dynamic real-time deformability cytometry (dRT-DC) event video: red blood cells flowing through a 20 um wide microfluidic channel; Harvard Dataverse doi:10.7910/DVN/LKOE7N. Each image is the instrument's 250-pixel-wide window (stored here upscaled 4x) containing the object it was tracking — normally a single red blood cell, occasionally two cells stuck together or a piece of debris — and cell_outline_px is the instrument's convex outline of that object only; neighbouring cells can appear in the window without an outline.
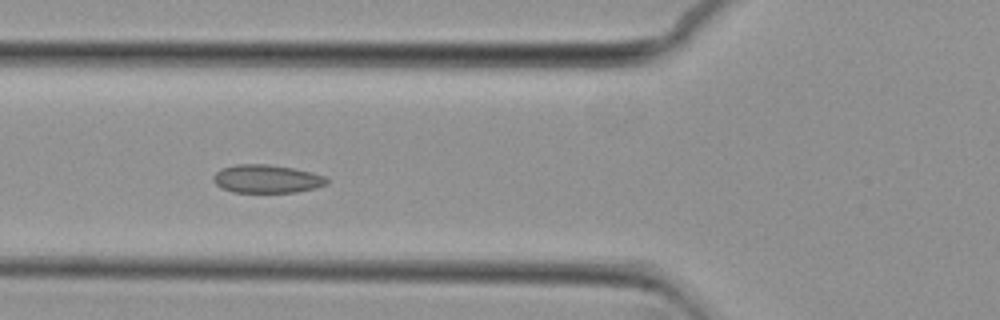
{"species": "common noctule bat (a hibernating species)", "species_latin": "Nyctalus noctula", "temperature_condition": "cold", "stored_images_in_passage": 34, "camera_frame_rate_fps": 3000, "um_per_image_px": 0.085, "animal": {"sex": "female", "body_mass_g": 29.2, "forearm_length_mm": 56.3}, "frame": {"image": 1, "passage_image": 2, "time_ms": 0.333, "image_size_px": [1000, 320], "cell_outline_px": [[328, 184], [316, 188], [296, 192], [232, 192], [220, 188], [212, 180], [212, 176], [216, 172], [224, 168], [236, 164], [268, 164], [292, 168], [312, 172], [324, 176], [328, 180]], "centroid_in_image_um": [22.67, 15.21], "position_along_channel_um": 103.1, "area_um2": 18.73}}
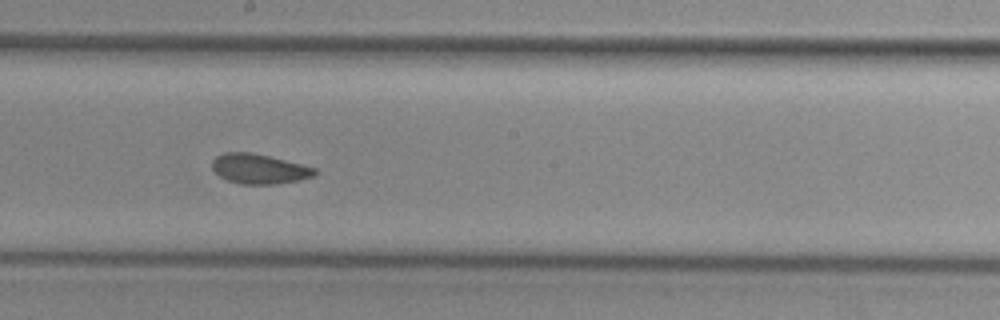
{"frame": {"image": 2, "passage_image": 12, "time_ms": 3.667, "image_size_px": [1000, 320], "cell_outline_px": [[320, 172], [316, 176], [276, 184], [240, 184], [228, 180], [220, 176], [212, 168], [212, 160], [216, 156], [224, 152], [248, 152], [268, 156], [316, 168]], "centroid_in_image_um": [22.04, 14.35], "position_along_channel_um": 226.2, "area_um2": 17.74}}
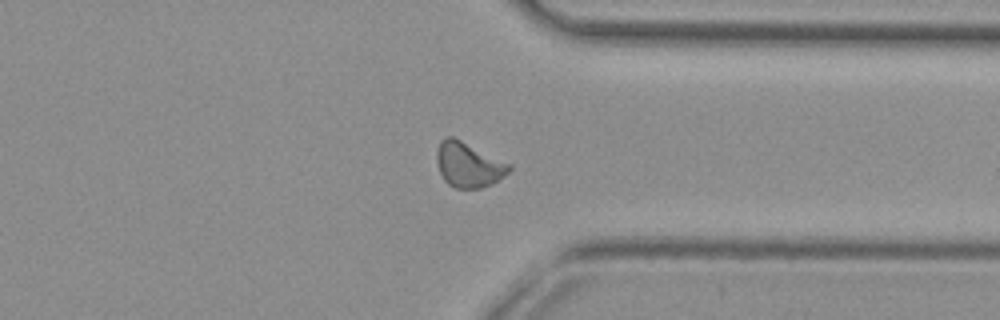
{"frame": {"image": 3, "passage_image": 24, "time_ms": 7.667, "image_size_px": [1000, 320], "cell_outline_px": [[512, 168], [504, 176], [492, 184], [480, 188], [456, 188], [448, 184], [444, 180], [440, 172], [436, 160], [436, 152], [440, 140], [448, 136], [452, 136], [512, 164]], "centroid_in_image_um": [39.82, 14.0], "position_along_channel_um": 371.6, "area_um2": 19.02}, "authors_computed_cell_mechanics": {"area_um2": 17.918, "velocity_mm_per_s": 3.6882, "shape_relaxation_time_tau1_ms": 6.3924, "shape_relaxation_time_tau2_ms": 1.6261, "deformation_change_tau1": 0.0959, "deformation_change_tau2": 0.0332}}